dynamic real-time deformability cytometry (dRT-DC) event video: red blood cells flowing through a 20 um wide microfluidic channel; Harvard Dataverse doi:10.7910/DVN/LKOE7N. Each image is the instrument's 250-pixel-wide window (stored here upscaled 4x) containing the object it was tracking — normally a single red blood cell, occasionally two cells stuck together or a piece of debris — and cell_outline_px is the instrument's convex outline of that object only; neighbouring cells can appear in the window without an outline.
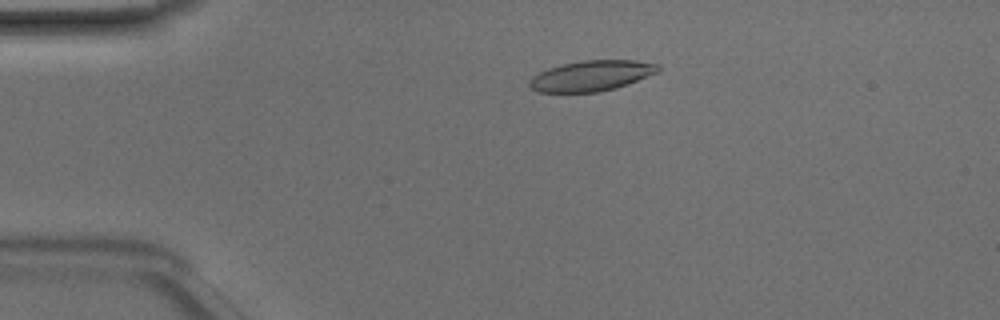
{"species": "Egyptian fruit bat (a non-hibernating species)", "species_latin": "Rousettus aegyptiacus", "temperature_condition": "room temperature", "stored_images_in_passage": 48, "camera_frame_rate_fps": 3000, "um_per_image_px": 0.085, "animal": {"sex": "male"}, "frame": {"image": 1, "passage_image": 10, "time_ms": 3.0, "image_size_px": [1000, 320], "cell_outline_px": [[660, 68], [656, 72], [628, 84], [616, 88], [596, 92], [536, 92], [528, 84], [528, 80], [532, 76], [548, 68], [580, 60], [636, 60], [660, 64]], "centroid_in_image_um": [50.25, 6.43], "position_along_channel_um": 34.8, "area_um2": 22.83}}
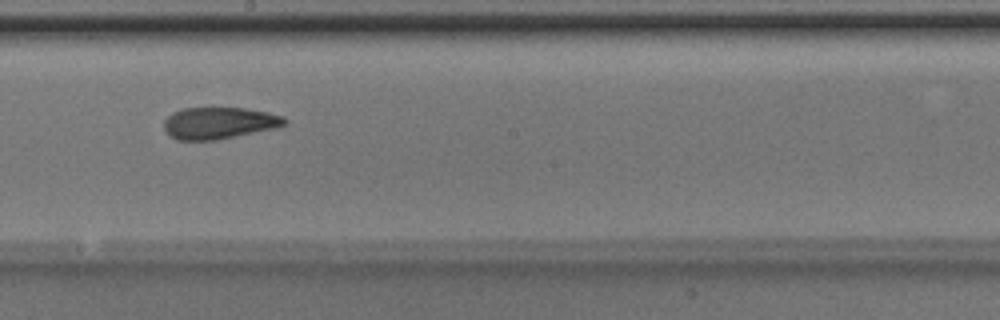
{"frame": {"image": 2, "passage_image": 27, "time_ms": 8.667, "image_size_px": [1000, 320], "cell_outline_px": [[288, 120], [284, 124], [276, 128], [216, 140], [176, 140], [164, 128], [164, 120], [172, 112], [184, 108], [244, 108], [268, 112], [280, 116]], "centroid_in_image_um": [18.6, 10.45], "position_along_channel_um": 229.6, "area_um2": 22.14}}
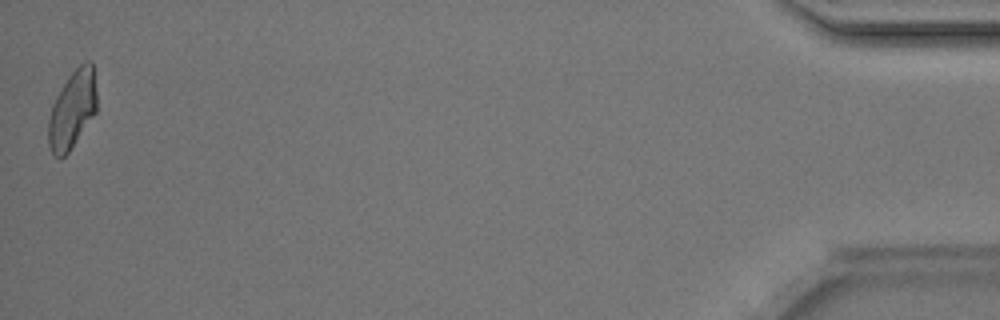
{"frame": {"image": 3, "passage_image": 48, "time_ms": 15.667, "image_size_px": [1000, 320], "cell_outline_px": [[96, 112], [68, 152], [64, 156], [56, 156], [52, 152], [48, 144], [48, 120], [52, 104], [56, 96], [72, 72], [84, 60], [92, 60], [96, 92]], "centroid_in_image_um": [6.15, 9.28], "position_along_channel_um": 429.1, "area_um2": 21.68}, "authors_computed_cell_mechanics": {"area_um2": 22.7732, "velocity_mm_per_s": 4.1819, "shape_relaxation_time_tau1_ms": 3.9163, "shape_relaxation_time_tau2_ms": 2.5779, "deformation_change_tau1": 0.1375, "deformation_change_tau2": 0.1014}}